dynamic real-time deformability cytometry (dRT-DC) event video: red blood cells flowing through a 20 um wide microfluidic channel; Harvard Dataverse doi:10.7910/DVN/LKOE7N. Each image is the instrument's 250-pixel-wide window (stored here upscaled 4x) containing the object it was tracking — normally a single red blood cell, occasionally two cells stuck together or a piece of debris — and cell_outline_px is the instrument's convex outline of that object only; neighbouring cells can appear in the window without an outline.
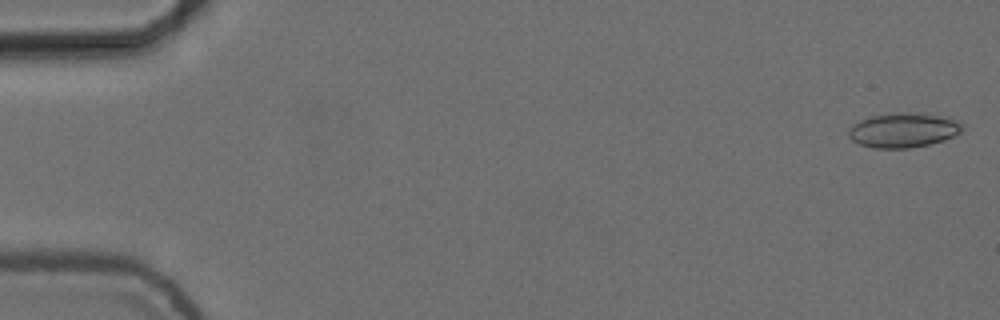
{"species": "common noctule bat (a hibernating species)", "species_latin": "Nyctalus noctula", "temperature_condition": "cold", "stored_images_in_passage": 17, "camera_frame_rate_fps": 3000, "um_per_image_px": 0.085, "animal": {"sex": "female", "body_mass_g": 24.6, "forearm_length_mm": 56.2}, "frame": {"image": 1, "passage_image": 1, "time_ms": 0.0, "image_size_px": [1000, 320], "cell_outline_px": [[960, 132], [944, 140], [928, 144], [908, 148], [876, 148], [860, 144], [852, 140], [848, 136], [848, 128], [852, 124], [860, 120], [872, 116], [892, 112], [900, 112], [936, 116], [960, 120]], "centroid_in_image_um": [76.71, 11.07], "position_along_channel_um": 8.3, "area_um2": 22.54}}